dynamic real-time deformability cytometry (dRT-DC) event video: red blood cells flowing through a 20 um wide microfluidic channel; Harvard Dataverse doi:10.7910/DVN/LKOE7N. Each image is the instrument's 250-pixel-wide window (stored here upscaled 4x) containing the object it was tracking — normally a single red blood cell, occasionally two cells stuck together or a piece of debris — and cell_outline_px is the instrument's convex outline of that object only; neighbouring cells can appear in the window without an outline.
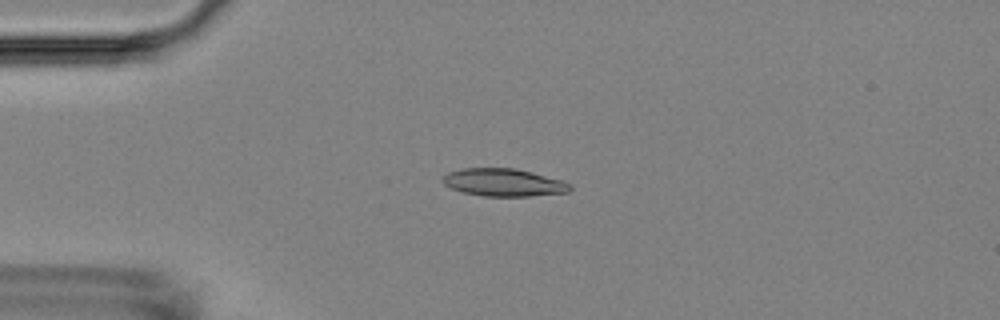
{"species": "Egyptian fruit bat (a non-hibernating species)", "species_latin": "Rousettus aegyptiacus", "temperature_condition": "room temperature", "stored_images_in_passage": 3, "camera_frame_rate_fps": 3000, "um_per_image_px": 0.085, "animal": {"sex": "female"}, "frame": {"image": 1, "passage_image": 2, "time_ms": 1.333, "image_size_px": [1000, 320], "cell_outline_px": [[572, 188], [568, 192], [528, 196], [484, 196], [464, 192], [452, 188], [444, 184], [440, 180], [448, 172], [460, 168], [516, 168], [532, 172], [560, 180], [572, 184]], "centroid_in_image_um": [42.79, 15.5], "position_along_channel_um": 42.2, "area_um2": 20.46}}